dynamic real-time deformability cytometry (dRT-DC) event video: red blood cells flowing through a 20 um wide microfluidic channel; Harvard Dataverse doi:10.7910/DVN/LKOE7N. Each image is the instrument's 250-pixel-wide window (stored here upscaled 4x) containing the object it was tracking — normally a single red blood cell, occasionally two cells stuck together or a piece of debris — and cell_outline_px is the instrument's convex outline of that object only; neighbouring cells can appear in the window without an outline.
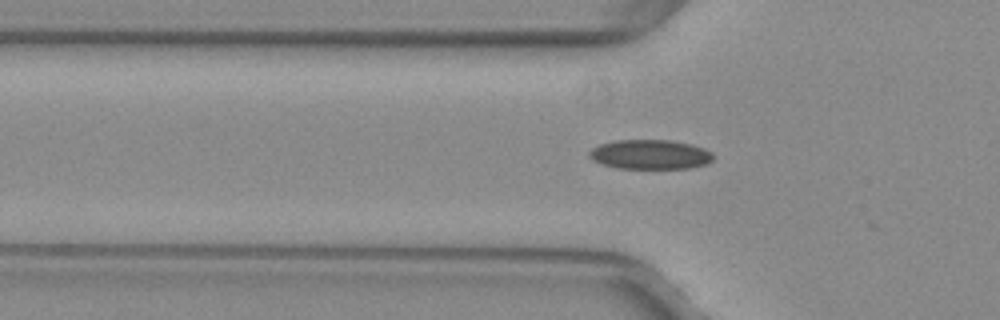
{"species": "common noctule bat (a hibernating species)", "species_latin": "Nyctalus noctula", "temperature_condition": "warm", "stored_images_in_passage": 13, "camera_frame_rate_fps": 3000, "um_per_image_px": 0.085, "animal": {"sex": "female", "body_mass_g": 29.2, "forearm_length_mm": 56.3}, "frame": {"image": 1, "passage_image": 7, "time_ms": 2.0, "image_size_px": [1000, 320], "cell_outline_px": [[712, 160], [708, 164], [688, 168], [616, 168], [592, 160], [588, 156], [588, 152], [592, 148], [600, 144], [616, 140], [668, 140], [692, 144], [704, 148], [712, 152]], "centroid_in_image_um": [55.26, 13.12], "position_along_channel_um": 70.5, "area_um2": 21.33}}
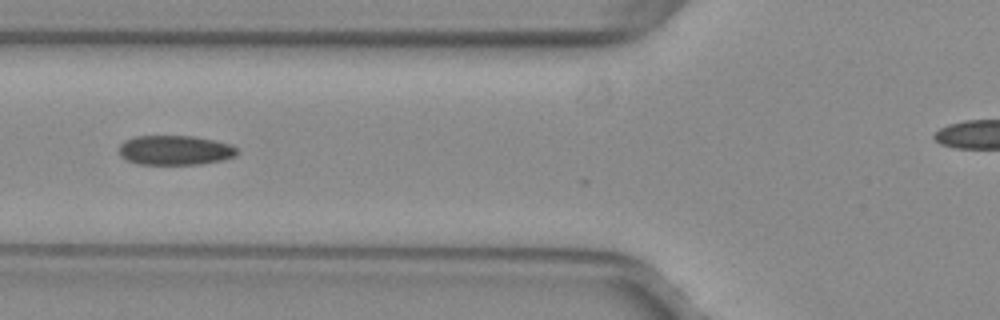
{"frame": {"image": 2, "passage_image": 10, "time_ms": 3.0, "image_size_px": [1000, 320], "cell_outline_px": [[240, 152], [236, 156], [224, 160], [200, 164], [140, 164], [124, 160], [120, 156], [120, 144], [124, 140], [136, 136], [192, 136], [232, 144]], "centroid_in_image_um": [14.89, 12.77], "position_along_channel_um": 110.9, "area_um2": 20.52}}